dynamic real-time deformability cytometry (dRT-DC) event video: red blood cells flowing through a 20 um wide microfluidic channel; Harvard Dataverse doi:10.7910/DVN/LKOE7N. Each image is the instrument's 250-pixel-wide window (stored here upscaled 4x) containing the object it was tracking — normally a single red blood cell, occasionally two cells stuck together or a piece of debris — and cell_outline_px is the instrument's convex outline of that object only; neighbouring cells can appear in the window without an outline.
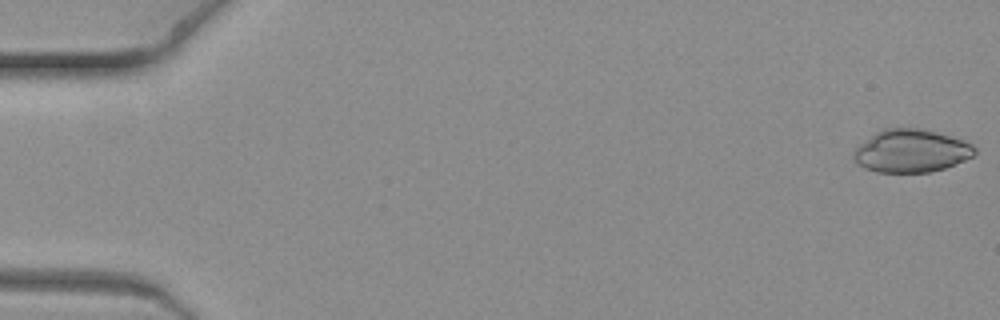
{"species": "common noctule bat (a hibernating species)", "species_latin": "Nyctalus noctula", "temperature_condition": "warm", "stored_images_in_passage": 8, "camera_frame_rate_fps": 3000, "um_per_image_px": 0.085, "animal": {"sex": "female", "body_mass_g": 19.3, "forearm_length_mm": 54.1}, "frame": {"image": 1, "passage_image": 1, "time_ms": 0.0, "image_size_px": [1000, 320], "cell_outline_px": [[976, 152], [972, 156], [964, 160], [944, 168], [928, 172], [876, 172], [864, 168], [852, 156], [852, 152], [860, 144], [876, 132], [884, 128], [924, 128], [940, 132], [964, 140], [972, 144], [976, 148]], "centroid_in_image_um": [77.46, 12.81], "position_along_channel_um": 7.5, "area_um2": 30.29}}